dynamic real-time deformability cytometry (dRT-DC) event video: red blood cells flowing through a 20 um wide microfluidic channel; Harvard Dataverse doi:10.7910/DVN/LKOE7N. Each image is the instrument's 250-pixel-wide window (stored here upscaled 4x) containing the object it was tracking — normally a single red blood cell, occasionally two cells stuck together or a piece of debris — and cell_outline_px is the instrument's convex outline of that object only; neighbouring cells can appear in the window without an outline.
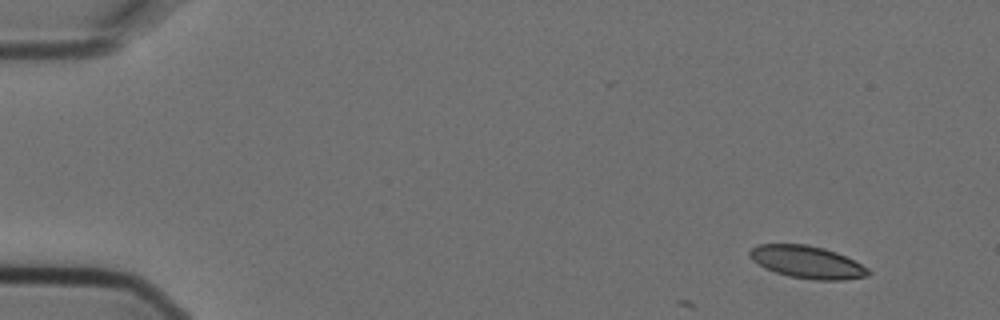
{"species": "Egyptian fruit bat (a non-hibernating species)", "species_latin": "Rousettus aegyptiacus", "temperature_condition": "cold", "stored_images_in_passage": 6, "camera_frame_rate_fps": 3000, "um_per_image_px": 0.085, "animal": {"sex": "female"}, "frame": {"image": 1, "passage_image": 1, "time_ms": 0.0, "image_size_px": [1000, 320], "cell_outline_px": [[872, 272], [868, 276], [844, 280], [812, 280], [788, 276], [764, 268], [752, 260], [748, 256], [748, 252], [756, 244], [804, 244], [824, 248], [836, 252], [868, 268]], "centroid_in_image_um": [68.58, 22.28], "position_along_channel_um": 16.4, "area_um2": 22.48}}
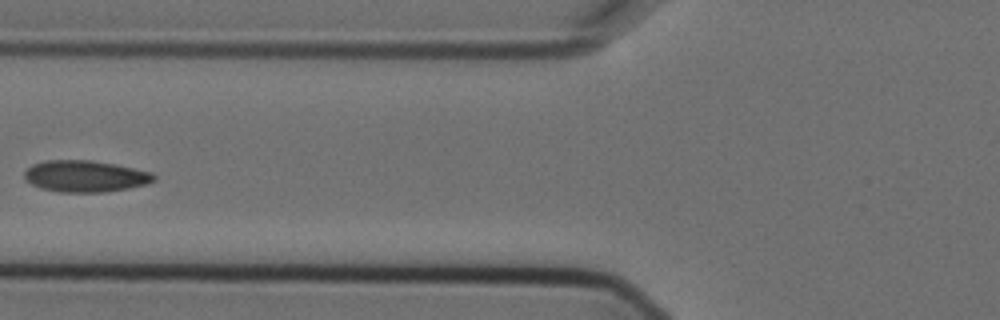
{"frame": {"image": 2, "passage_image": 5, "time_ms": 1.333, "image_size_px": [1000, 320], "cell_outline_px": [[156, 180], [144, 184], [128, 188], [104, 192], [60, 192], [40, 188], [24, 180], [24, 172], [32, 164], [48, 160], [92, 160], [116, 164], [152, 172], [156, 176]], "centroid_in_image_um": [7.23, 14.97], "position_along_channel_um": 118.6, "area_um2": 23.87}}
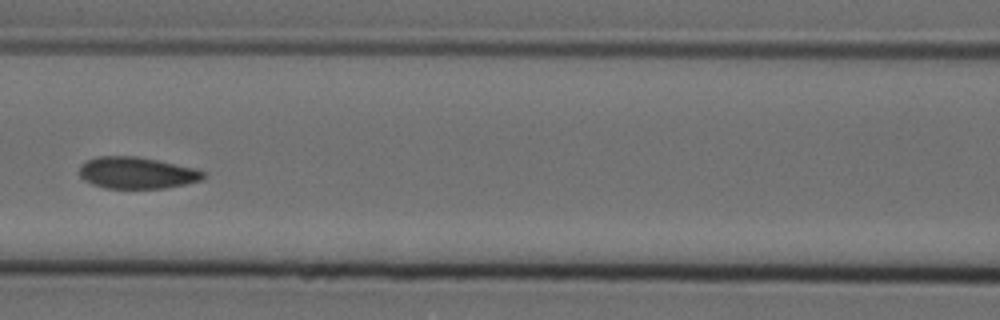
{"frame": {"image": 3, "passage_image": 6, "time_ms": 1.667, "image_size_px": [1000, 320], "cell_outline_px": [[204, 180], [164, 188], [104, 188], [92, 184], [84, 180], [80, 176], [80, 164], [84, 160], [96, 156], [136, 156], [196, 168], [204, 172]], "centroid_in_image_um": [11.6, 14.69], "position_along_channel_um": 155.0, "area_um2": 22.95}}